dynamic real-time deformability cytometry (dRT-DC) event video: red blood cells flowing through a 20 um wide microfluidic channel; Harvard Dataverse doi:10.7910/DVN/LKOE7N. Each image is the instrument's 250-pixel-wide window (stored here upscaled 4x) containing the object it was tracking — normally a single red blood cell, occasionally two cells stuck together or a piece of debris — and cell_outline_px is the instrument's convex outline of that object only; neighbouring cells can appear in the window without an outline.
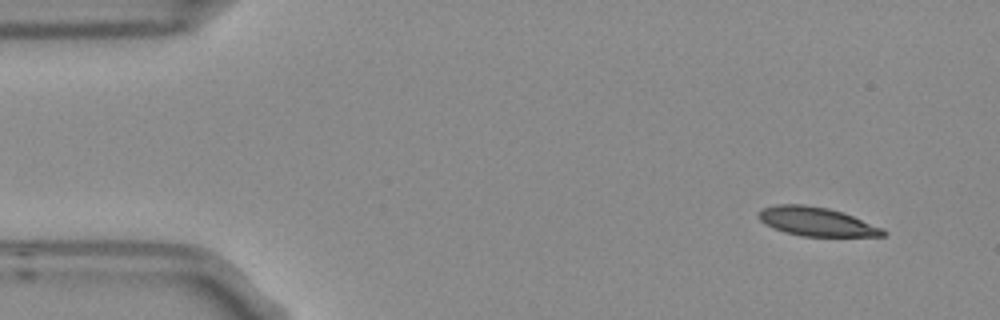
{"species": "Egyptian fruit bat (a non-hibernating species)", "species_latin": "Rousettus aegyptiacus", "temperature_condition": "room temperature", "stored_images_in_passage": 3, "camera_frame_rate_fps": 3000, "um_per_image_px": 0.085, "frame": {"image": 1, "passage_image": 1, "time_ms": 0.0, "image_size_px": [1000, 320], "cell_outline_px": [[884, 236], [804, 236], [784, 232], [764, 224], [756, 216], [760, 208], [776, 204], [804, 204], [828, 208], [844, 212], [880, 228], [884, 232]], "centroid_in_image_um": [69.29, 18.81], "position_along_channel_um": 15.7, "area_um2": 20.81}}
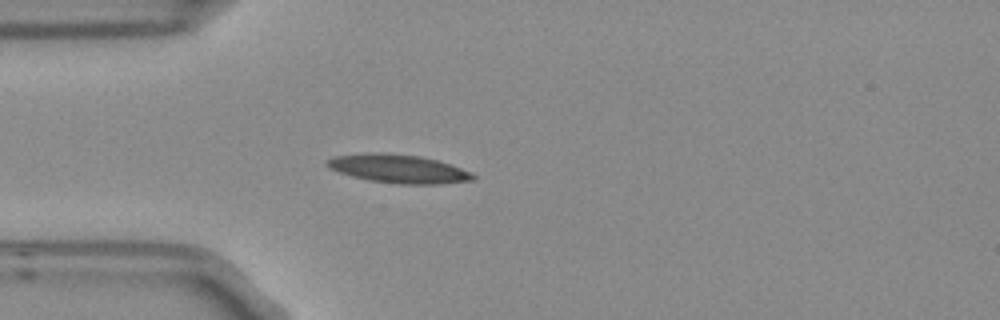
{"frame": {"image": 2, "passage_image": 3, "time_ms": 0.667, "image_size_px": [1000, 320], "cell_outline_px": [[476, 176], [472, 180], [440, 184], [400, 184], [368, 180], [352, 176], [328, 168], [324, 164], [324, 160], [336, 156], [420, 156], [436, 160], [472, 172]], "centroid_in_image_um": [33.93, 14.41], "position_along_channel_um": 51.1, "area_um2": 22.83}}